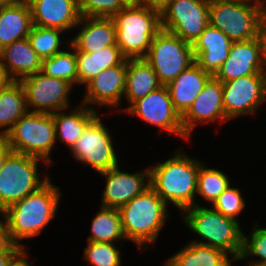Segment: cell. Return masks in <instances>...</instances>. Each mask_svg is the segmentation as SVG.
<instances>
[{"label": "cell", "instance_id": "6", "mask_svg": "<svg viewBox=\"0 0 266 266\" xmlns=\"http://www.w3.org/2000/svg\"><path fill=\"white\" fill-rule=\"evenodd\" d=\"M56 141L53 114L48 113L27 112L6 134V144L13 152L40 158L49 166Z\"/></svg>", "mask_w": 266, "mask_h": 266}, {"label": "cell", "instance_id": "23", "mask_svg": "<svg viewBox=\"0 0 266 266\" xmlns=\"http://www.w3.org/2000/svg\"><path fill=\"white\" fill-rule=\"evenodd\" d=\"M0 62L15 81L42 70V59L31 47L27 37L1 48Z\"/></svg>", "mask_w": 266, "mask_h": 266}, {"label": "cell", "instance_id": "42", "mask_svg": "<svg viewBox=\"0 0 266 266\" xmlns=\"http://www.w3.org/2000/svg\"><path fill=\"white\" fill-rule=\"evenodd\" d=\"M14 81L8 74L5 66L0 62V90Z\"/></svg>", "mask_w": 266, "mask_h": 266}, {"label": "cell", "instance_id": "14", "mask_svg": "<svg viewBox=\"0 0 266 266\" xmlns=\"http://www.w3.org/2000/svg\"><path fill=\"white\" fill-rule=\"evenodd\" d=\"M122 111L136 115L147 123L158 126L161 131L166 130L181 138L188 139L184 134L181 116L173 107L167 86H160L157 90L136 100Z\"/></svg>", "mask_w": 266, "mask_h": 266}, {"label": "cell", "instance_id": "45", "mask_svg": "<svg viewBox=\"0 0 266 266\" xmlns=\"http://www.w3.org/2000/svg\"><path fill=\"white\" fill-rule=\"evenodd\" d=\"M126 6L140 5L141 0H121Z\"/></svg>", "mask_w": 266, "mask_h": 266}, {"label": "cell", "instance_id": "36", "mask_svg": "<svg viewBox=\"0 0 266 266\" xmlns=\"http://www.w3.org/2000/svg\"><path fill=\"white\" fill-rule=\"evenodd\" d=\"M211 204L212 207L222 215L236 221H238L237 217L241 214L246 205L240 190L232 186L225 189Z\"/></svg>", "mask_w": 266, "mask_h": 266}, {"label": "cell", "instance_id": "20", "mask_svg": "<svg viewBox=\"0 0 266 266\" xmlns=\"http://www.w3.org/2000/svg\"><path fill=\"white\" fill-rule=\"evenodd\" d=\"M232 43L222 31L209 24L192 45L195 62L214 76L228 58Z\"/></svg>", "mask_w": 266, "mask_h": 266}, {"label": "cell", "instance_id": "4", "mask_svg": "<svg viewBox=\"0 0 266 266\" xmlns=\"http://www.w3.org/2000/svg\"><path fill=\"white\" fill-rule=\"evenodd\" d=\"M184 223L202 239L192 241L218 248L230 253L233 260H238L242 251L243 231L240 223L232 218L225 217L220 212L211 208L194 205L182 212Z\"/></svg>", "mask_w": 266, "mask_h": 266}, {"label": "cell", "instance_id": "22", "mask_svg": "<svg viewBox=\"0 0 266 266\" xmlns=\"http://www.w3.org/2000/svg\"><path fill=\"white\" fill-rule=\"evenodd\" d=\"M211 75L205 72L196 62L181 72L168 85L174 109L182 116L192 105Z\"/></svg>", "mask_w": 266, "mask_h": 266}, {"label": "cell", "instance_id": "25", "mask_svg": "<svg viewBox=\"0 0 266 266\" xmlns=\"http://www.w3.org/2000/svg\"><path fill=\"white\" fill-rule=\"evenodd\" d=\"M162 86L145 58H127L124 96L131 105Z\"/></svg>", "mask_w": 266, "mask_h": 266}, {"label": "cell", "instance_id": "39", "mask_svg": "<svg viewBox=\"0 0 266 266\" xmlns=\"http://www.w3.org/2000/svg\"><path fill=\"white\" fill-rule=\"evenodd\" d=\"M261 44H262V56L263 63L266 69V8L261 14L260 22H259V34H258Z\"/></svg>", "mask_w": 266, "mask_h": 266}, {"label": "cell", "instance_id": "31", "mask_svg": "<svg viewBox=\"0 0 266 266\" xmlns=\"http://www.w3.org/2000/svg\"><path fill=\"white\" fill-rule=\"evenodd\" d=\"M70 49L73 51L63 50L50 58L43 59L41 72L48 77L66 80L74 86L78 83L76 50L69 44Z\"/></svg>", "mask_w": 266, "mask_h": 266}, {"label": "cell", "instance_id": "29", "mask_svg": "<svg viewBox=\"0 0 266 266\" xmlns=\"http://www.w3.org/2000/svg\"><path fill=\"white\" fill-rule=\"evenodd\" d=\"M27 112L25 93L19 81L14 80L0 90V129L3 128L2 134L6 135Z\"/></svg>", "mask_w": 266, "mask_h": 266}, {"label": "cell", "instance_id": "48", "mask_svg": "<svg viewBox=\"0 0 266 266\" xmlns=\"http://www.w3.org/2000/svg\"><path fill=\"white\" fill-rule=\"evenodd\" d=\"M205 2H207L208 4H212L215 2H223V1H231V0H204Z\"/></svg>", "mask_w": 266, "mask_h": 266}, {"label": "cell", "instance_id": "24", "mask_svg": "<svg viewBox=\"0 0 266 266\" xmlns=\"http://www.w3.org/2000/svg\"><path fill=\"white\" fill-rule=\"evenodd\" d=\"M32 27L31 11L26 0L0 8V49L28 37Z\"/></svg>", "mask_w": 266, "mask_h": 266}, {"label": "cell", "instance_id": "8", "mask_svg": "<svg viewBox=\"0 0 266 266\" xmlns=\"http://www.w3.org/2000/svg\"><path fill=\"white\" fill-rule=\"evenodd\" d=\"M40 158L12 152L0 170V212L38 190L49 175L40 179L38 164Z\"/></svg>", "mask_w": 266, "mask_h": 266}, {"label": "cell", "instance_id": "41", "mask_svg": "<svg viewBox=\"0 0 266 266\" xmlns=\"http://www.w3.org/2000/svg\"><path fill=\"white\" fill-rule=\"evenodd\" d=\"M171 0H141L140 5L161 13L168 7Z\"/></svg>", "mask_w": 266, "mask_h": 266}, {"label": "cell", "instance_id": "18", "mask_svg": "<svg viewBox=\"0 0 266 266\" xmlns=\"http://www.w3.org/2000/svg\"><path fill=\"white\" fill-rule=\"evenodd\" d=\"M127 58L119 65L109 67L92 78L84 88L83 102L89 107L93 104L116 107L121 104L125 92ZM98 103V104H96Z\"/></svg>", "mask_w": 266, "mask_h": 266}, {"label": "cell", "instance_id": "5", "mask_svg": "<svg viewBox=\"0 0 266 266\" xmlns=\"http://www.w3.org/2000/svg\"><path fill=\"white\" fill-rule=\"evenodd\" d=\"M117 45L126 58H144L161 30L160 14L142 5L125 6L112 17Z\"/></svg>", "mask_w": 266, "mask_h": 266}, {"label": "cell", "instance_id": "46", "mask_svg": "<svg viewBox=\"0 0 266 266\" xmlns=\"http://www.w3.org/2000/svg\"><path fill=\"white\" fill-rule=\"evenodd\" d=\"M18 1H20V0H0V8L7 6V5H10V4H13V3H16Z\"/></svg>", "mask_w": 266, "mask_h": 266}, {"label": "cell", "instance_id": "9", "mask_svg": "<svg viewBox=\"0 0 266 266\" xmlns=\"http://www.w3.org/2000/svg\"><path fill=\"white\" fill-rule=\"evenodd\" d=\"M144 58L163 86L168 85L195 62L192 44L163 29L152 39Z\"/></svg>", "mask_w": 266, "mask_h": 266}, {"label": "cell", "instance_id": "40", "mask_svg": "<svg viewBox=\"0 0 266 266\" xmlns=\"http://www.w3.org/2000/svg\"><path fill=\"white\" fill-rule=\"evenodd\" d=\"M24 245L10 258L7 266H30Z\"/></svg>", "mask_w": 266, "mask_h": 266}, {"label": "cell", "instance_id": "35", "mask_svg": "<svg viewBox=\"0 0 266 266\" xmlns=\"http://www.w3.org/2000/svg\"><path fill=\"white\" fill-rule=\"evenodd\" d=\"M259 257L260 260H253L248 264L266 266V228L254 225L251 236L243 233L242 251L238 260L249 258V256Z\"/></svg>", "mask_w": 266, "mask_h": 266}, {"label": "cell", "instance_id": "38", "mask_svg": "<svg viewBox=\"0 0 266 266\" xmlns=\"http://www.w3.org/2000/svg\"><path fill=\"white\" fill-rule=\"evenodd\" d=\"M21 247L12 240L5 220H0V253H16Z\"/></svg>", "mask_w": 266, "mask_h": 266}, {"label": "cell", "instance_id": "11", "mask_svg": "<svg viewBox=\"0 0 266 266\" xmlns=\"http://www.w3.org/2000/svg\"><path fill=\"white\" fill-rule=\"evenodd\" d=\"M100 119L98 114L70 149L75 159L91 166L97 173L119 165L111 134Z\"/></svg>", "mask_w": 266, "mask_h": 266}, {"label": "cell", "instance_id": "13", "mask_svg": "<svg viewBox=\"0 0 266 266\" xmlns=\"http://www.w3.org/2000/svg\"><path fill=\"white\" fill-rule=\"evenodd\" d=\"M223 107L226 117L250 115L266 101V72L222 82Z\"/></svg>", "mask_w": 266, "mask_h": 266}, {"label": "cell", "instance_id": "12", "mask_svg": "<svg viewBox=\"0 0 266 266\" xmlns=\"http://www.w3.org/2000/svg\"><path fill=\"white\" fill-rule=\"evenodd\" d=\"M19 82L25 93L28 112L33 108L31 112L53 114L70 106L68 96L73 86L66 80L48 77L40 71Z\"/></svg>", "mask_w": 266, "mask_h": 266}, {"label": "cell", "instance_id": "21", "mask_svg": "<svg viewBox=\"0 0 266 266\" xmlns=\"http://www.w3.org/2000/svg\"><path fill=\"white\" fill-rule=\"evenodd\" d=\"M77 25L82 28L69 41L75 50L90 53L117 45L116 27L112 18L81 16Z\"/></svg>", "mask_w": 266, "mask_h": 266}, {"label": "cell", "instance_id": "16", "mask_svg": "<svg viewBox=\"0 0 266 266\" xmlns=\"http://www.w3.org/2000/svg\"><path fill=\"white\" fill-rule=\"evenodd\" d=\"M119 169L117 165L99 173L106 177L101 206L119 209L150 187V168L134 174Z\"/></svg>", "mask_w": 266, "mask_h": 266}, {"label": "cell", "instance_id": "10", "mask_svg": "<svg viewBox=\"0 0 266 266\" xmlns=\"http://www.w3.org/2000/svg\"><path fill=\"white\" fill-rule=\"evenodd\" d=\"M160 18L161 29L193 45L210 24L209 4L204 0H171Z\"/></svg>", "mask_w": 266, "mask_h": 266}, {"label": "cell", "instance_id": "7", "mask_svg": "<svg viewBox=\"0 0 266 266\" xmlns=\"http://www.w3.org/2000/svg\"><path fill=\"white\" fill-rule=\"evenodd\" d=\"M263 1L231 0L209 4L210 25L233 42L254 39L258 37L261 14L266 8Z\"/></svg>", "mask_w": 266, "mask_h": 266}, {"label": "cell", "instance_id": "30", "mask_svg": "<svg viewBox=\"0 0 266 266\" xmlns=\"http://www.w3.org/2000/svg\"><path fill=\"white\" fill-rule=\"evenodd\" d=\"M91 222V235L87 237V241L113 243L117 239H126L117 208L101 206Z\"/></svg>", "mask_w": 266, "mask_h": 266}, {"label": "cell", "instance_id": "43", "mask_svg": "<svg viewBox=\"0 0 266 266\" xmlns=\"http://www.w3.org/2000/svg\"><path fill=\"white\" fill-rule=\"evenodd\" d=\"M13 151L8 147L6 144L1 150H0V170L2 169L6 158L12 153Z\"/></svg>", "mask_w": 266, "mask_h": 266}, {"label": "cell", "instance_id": "32", "mask_svg": "<svg viewBox=\"0 0 266 266\" xmlns=\"http://www.w3.org/2000/svg\"><path fill=\"white\" fill-rule=\"evenodd\" d=\"M230 185L228 175L201 164L197 176L196 194L213 203Z\"/></svg>", "mask_w": 266, "mask_h": 266}, {"label": "cell", "instance_id": "37", "mask_svg": "<svg viewBox=\"0 0 266 266\" xmlns=\"http://www.w3.org/2000/svg\"><path fill=\"white\" fill-rule=\"evenodd\" d=\"M125 6L121 0H78V9L83 17L112 18Z\"/></svg>", "mask_w": 266, "mask_h": 266}, {"label": "cell", "instance_id": "47", "mask_svg": "<svg viewBox=\"0 0 266 266\" xmlns=\"http://www.w3.org/2000/svg\"><path fill=\"white\" fill-rule=\"evenodd\" d=\"M6 145V135L0 133V150Z\"/></svg>", "mask_w": 266, "mask_h": 266}, {"label": "cell", "instance_id": "17", "mask_svg": "<svg viewBox=\"0 0 266 266\" xmlns=\"http://www.w3.org/2000/svg\"><path fill=\"white\" fill-rule=\"evenodd\" d=\"M258 72H266L259 36L247 41L233 42L228 58L214 77L221 82H226L239 77L255 75Z\"/></svg>", "mask_w": 266, "mask_h": 266}, {"label": "cell", "instance_id": "1", "mask_svg": "<svg viewBox=\"0 0 266 266\" xmlns=\"http://www.w3.org/2000/svg\"><path fill=\"white\" fill-rule=\"evenodd\" d=\"M59 187L49 179L42 187L1 213L12 240L22 246V239L39 236L54 219L61 196Z\"/></svg>", "mask_w": 266, "mask_h": 266}, {"label": "cell", "instance_id": "19", "mask_svg": "<svg viewBox=\"0 0 266 266\" xmlns=\"http://www.w3.org/2000/svg\"><path fill=\"white\" fill-rule=\"evenodd\" d=\"M34 26L56 28L64 32L78 27L81 18L78 0H26Z\"/></svg>", "mask_w": 266, "mask_h": 266}, {"label": "cell", "instance_id": "34", "mask_svg": "<svg viewBox=\"0 0 266 266\" xmlns=\"http://www.w3.org/2000/svg\"><path fill=\"white\" fill-rule=\"evenodd\" d=\"M84 257L91 266H121V251L108 242L87 241Z\"/></svg>", "mask_w": 266, "mask_h": 266}, {"label": "cell", "instance_id": "28", "mask_svg": "<svg viewBox=\"0 0 266 266\" xmlns=\"http://www.w3.org/2000/svg\"><path fill=\"white\" fill-rule=\"evenodd\" d=\"M218 248L191 242L166 261L167 266H232L233 259Z\"/></svg>", "mask_w": 266, "mask_h": 266}, {"label": "cell", "instance_id": "26", "mask_svg": "<svg viewBox=\"0 0 266 266\" xmlns=\"http://www.w3.org/2000/svg\"><path fill=\"white\" fill-rule=\"evenodd\" d=\"M81 104L67 114L66 112H61L62 110L53 113L56 140L66 143L70 149L88 124L98 115L95 108L89 107L84 103Z\"/></svg>", "mask_w": 266, "mask_h": 266}, {"label": "cell", "instance_id": "15", "mask_svg": "<svg viewBox=\"0 0 266 266\" xmlns=\"http://www.w3.org/2000/svg\"><path fill=\"white\" fill-rule=\"evenodd\" d=\"M228 121L223 107L222 82L211 76L199 92L192 105L181 116L185 136L190 139L193 129L199 124L217 121ZM199 122V123H198Z\"/></svg>", "mask_w": 266, "mask_h": 266}, {"label": "cell", "instance_id": "44", "mask_svg": "<svg viewBox=\"0 0 266 266\" xmlns=\"http://www.w3.org/2000/svg\"><path fill=\"white\" fill-rule=\"evenodd\" d=\"M15 253H0V266H7L10 258Z\"/></svg>", "mask_w": 266, "mask_h": 266}, {"label": "cell", "instance_id": "27", "mask_svg": "<svg viewBox=\"0 0 266 266\" xmlns=\"http://www.w3.org/2000/svg\"><path fill=\"white\" fill-rule=\"evenodd\" d=\"M126 57L118 45L85 53L76 50L78 84H87L104 69L121 64Z\"/></svg>", "mask_w": 266, "mask_h": 266}, {"label": "cell", "instance_id": "2", "mask_svg": "<svg viewBox=\"0 0 266 266\" xmlns=\"http://www.w3.org/2000/svg\"><path fill=\"white\" fill-rule=\"evenodd\" d=\"M175 153L168 160L150 167V186L167 205L171 202L183 212L197 205V176L202 162L180 150Z\"/></svg>", "mask_w": 266, "mask_h": 266}, {"label": "cell", "instance_id": "33", "mask_svg": "<svg viewBox=\"0 0 266 266\" xmlns=\"http://www.w3.org/2000/svg\"><path fill=\"white\" fill-rule=\"evenodd\" d=\"M64 31L56 28L32 27L28 40L36 54L43 60L54 56L60 50L62 40L60 36Z\"/></svg>", "mask_w": 266, "mask_h": 266}, {"label": "cell", "instance_id": "3", "mask_svg": "<svg viewBox=\"0 0 266 266\" xmlns=\"http://www.w3.org/2000/svg\"><path fill=\"white\" fill-rule=\"evenodd\" d=\"M167 208L168 205L151 186L121 206L119 212L126 239L135 242L140 250L147 244L156 243L169 215Z\"/></svg>", "mask_w": 266, "mask_h": 266}, {"label": "cell", "instance_id": "49", "mask_svg": "<svg viewBox=\"0 0 266 266\" xmlns=\"http://www.w3.org/2000/svg\"><path fill=\"white\" fill-rule=\"evenodd\" d=\"M247 266H260V265L248 264Z\"/></svg>", "mask_w": 266, "mask_h": 266}]
</instances>
